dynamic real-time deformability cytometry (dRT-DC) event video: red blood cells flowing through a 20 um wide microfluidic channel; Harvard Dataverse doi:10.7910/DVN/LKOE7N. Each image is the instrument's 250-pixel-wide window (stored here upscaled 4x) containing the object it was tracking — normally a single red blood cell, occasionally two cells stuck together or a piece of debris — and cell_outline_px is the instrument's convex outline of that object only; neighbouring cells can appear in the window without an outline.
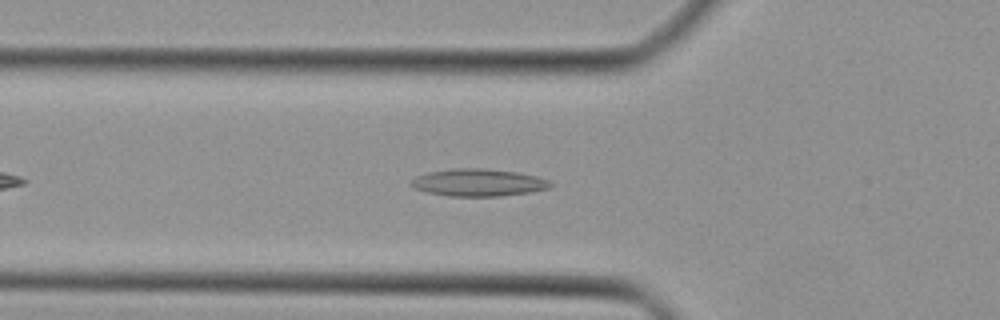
{"species": "Egyptian fruit bat (a non-hibernating species)", "species_latin": "Rousettus aegyptiacus", "temperature_condition": "cold", "stored_images_in_passage": 33, "camera_frame_rate_fps": 3000, "um_per_image_px": 0.085, "animal": {"sex": "female"}, "frame": {"image": 1, "passage_image": 7, "time_ms": 2.0, "image_size_px": [1000, 320], "cell_outline_px": [[552, 188], [532, 192], [500, 196], [448, 196], [428, 192], [416, 188], [408, 184], [416, 176], [428, 172], [452, 168], [484, 168], [516, 172], [536, 176], [548, 180], [552, 184]], "centroid_in_image_um": [40.68, 15.51], "position_along_channel_um": 85.1, "area_um2": 22.25}}
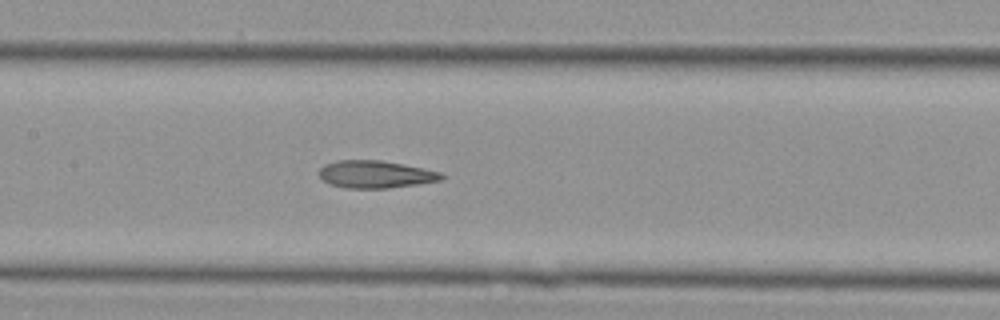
{"frame": {"image": 2, "passage_image": 13, "time_ms": 4.0, "image_size_px": [1000, 320], "cell_outline_px": [[444, 176], [440, 180], [416, 184], [388, 188], [348, 188], [332, 184], [324, 180], [320, 176], [320, 168], [324, 164], [336, 160], [380, 160], [404, 164], [440, 172]], "centroid_in_image_um": [31.9, 14.8], "position_along_channel_um": 175.5, "area_um2": 19.31}}
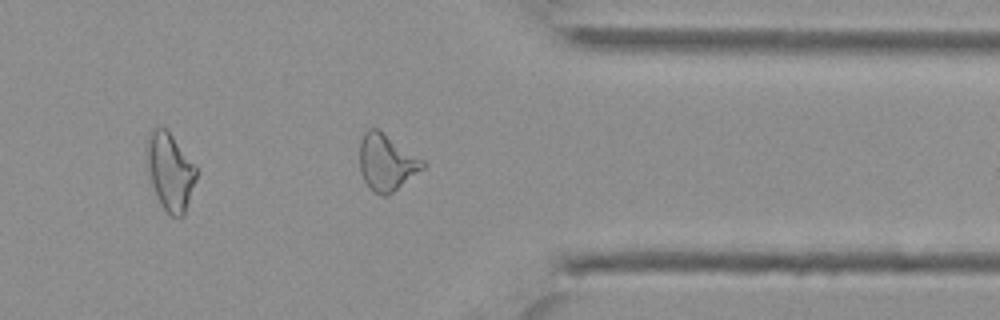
{"frame": {"image": 3, "passage_image": 27, "time_ms": 8.667, "image_size_px": [1000, 320], "cell_outline_px": [[424, 168], [388, 196], [380, 196], [364, 180], [360, 172], [360, 140], [364, 132], [368, 128], [376, 128], [424, 160]], "centroid_in_image_um": [32.84, 13.8], "position_along_channel_um": 378.6, "area_um2": 20.46}}